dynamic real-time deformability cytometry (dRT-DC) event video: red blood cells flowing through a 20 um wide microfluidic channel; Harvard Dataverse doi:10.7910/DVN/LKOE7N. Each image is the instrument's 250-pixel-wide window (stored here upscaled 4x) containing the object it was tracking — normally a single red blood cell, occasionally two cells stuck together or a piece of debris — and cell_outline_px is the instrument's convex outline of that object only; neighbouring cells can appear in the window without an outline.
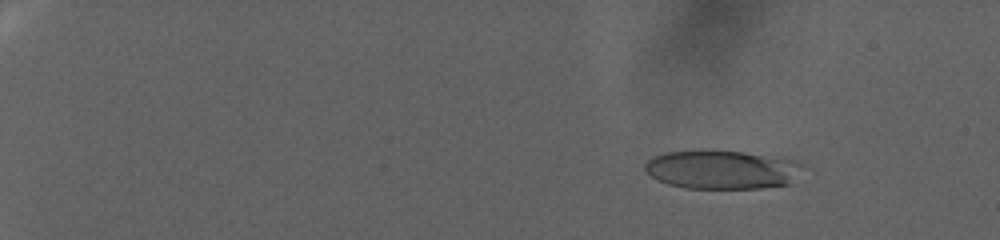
{"species": "human", "species_latin": "Homo sapiens", "temperature_condition": "warm", "stored_images_in_passage": 93, "camera_frame_rate_fps": 3000, "um_per_image_px": 0.085, "donor": {"sex": "female"}, "frame": {"image": 1, "passage_image": 14, "time_ms": 4.333, "image_size_px": [1000, 240], "cell_outline_px": [[804, 164], [788, 184], [760, 188], [684, 188], [668, 184], [652, 176], [644, 168], [644, 164], [652, 156], [668, 152], [744, 152], [796, 160]], "centroid_in_image_um": [61.36, 14.43], "position_along_channel_um": 23.6, "area_um2": 34.74}}
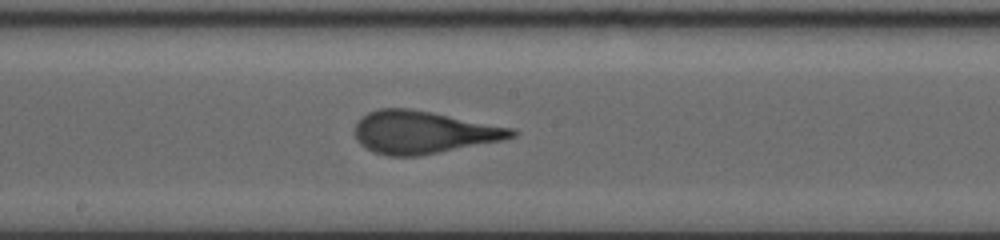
{"frame": {"image": 2, "passage_image": 58, "time_ms": 19.0, "image_size_px": [1000, 240], "cell_outline_px": [[520, 132], [516, 136], [504, 140], [420, 156], [388, 156], [372, 152], [364, 148], [356, 140], [356, 124], [368, 112], [380, 108], [408, 108], [432, 112], [516, 128]], "centroid_in_image_um": [36.03, 11.25], "position_along_channel_um": 212.2, "area_um2": 39.25}}
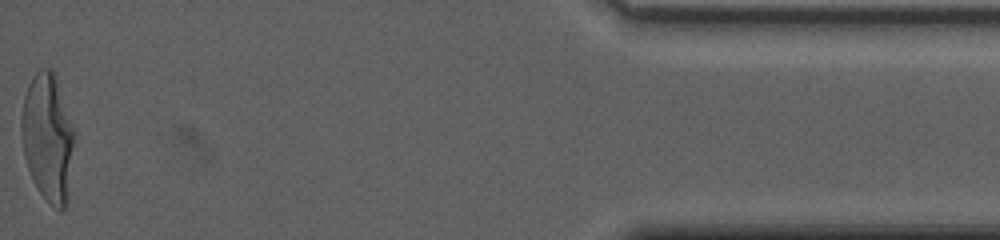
{"frame": {"image": 3, "passage_image": 93, "time_ms": 30.667, "image_size_px": [1000, 240], "cell_outline_px": [[76, 136], [68, 204], [60, 212], [40, 192], [32, 180], [24, 156], [20, 132], [20, 120], [24, 96], [28, 84], [32, 76], [40, 68], [52, 68], [56, 72]], "centroid_in_image_um": [4.09, 11.66], "position_along_channel_um": 431.1, "area_um2": 40.52}}